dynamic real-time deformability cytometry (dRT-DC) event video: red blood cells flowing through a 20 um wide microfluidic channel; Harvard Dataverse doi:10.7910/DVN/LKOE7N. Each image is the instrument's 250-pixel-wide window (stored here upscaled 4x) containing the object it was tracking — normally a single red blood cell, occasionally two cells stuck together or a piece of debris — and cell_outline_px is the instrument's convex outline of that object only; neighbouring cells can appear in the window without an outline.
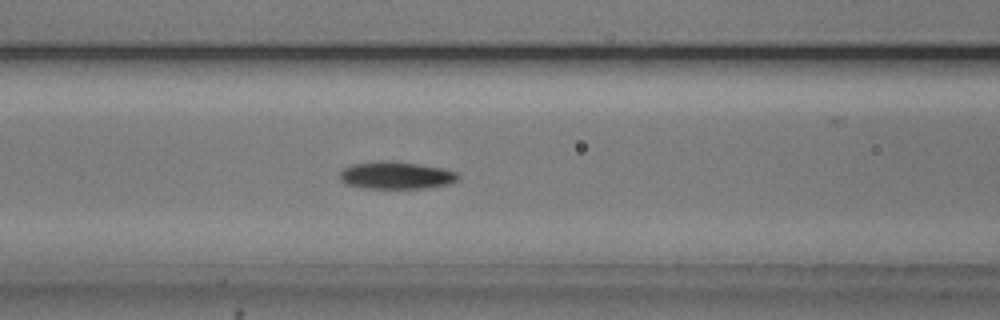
{"species": "common noctule bat (a hibernating species)", "species_latin": "Nyctalus noctula", "temperature_condition": "cold", "stored_images_in_passage": 55, "camera_frame_rate_fps": 3000, "um_per_image_px": 0.085, "animal": {"sex": "male", "body_mass_g": 20.5, "forearm_length_mm": 52.5}, "frame": {"image": 1, "passage_image": 22, "time_ms": 7.0, "image_size_px": [1000, 320], "cell_outline_px": [[460, 180], [448, 184], [424, 188], [360, 188], [348, 184], [340, 180], [340, 172], [344, 168], [352, 164], [380, 160], [392, 160], [444, 168], [456, 172], [460, 176]], "centroid_in_image_um": [33.68, 14.89], "position_along_channel_um": 132.9, "area_um2": 19.07}}
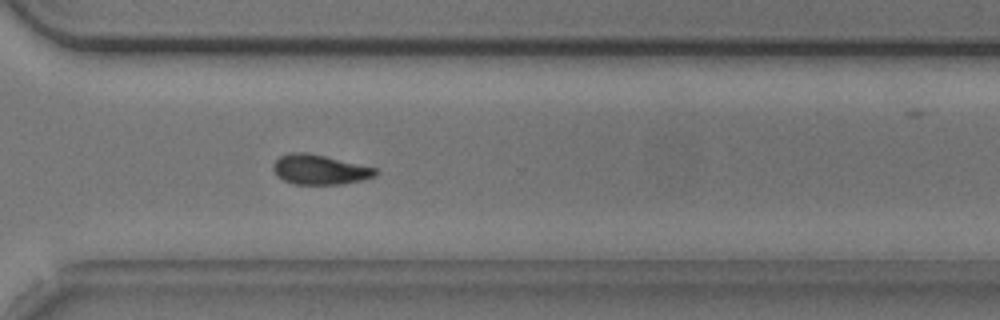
{"frame": {"image": 2, "passage_image": 39, "time_ms": 12.667, "image_size_px": [1000, 320], "cell_outline_px": [[380, 172], [376, 176], [364, 180], [340, 184], [292, 184], [276, 176], [272, 168], [272, 164], [280, 156], [288, 152], [304, 152], [324, 156], [376, 168]], "centroid_in_image_um": [27.16, 14.42], "position_along_channel_um": 343.4, "area_um2": 17.86}}
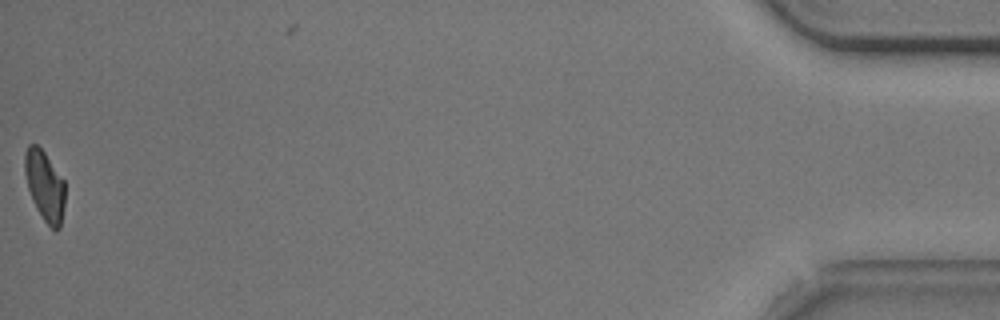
{"frame": {"image": 3, "passage_image": 54, "time_ms": 17.667, "image_size_px": [1000, 320], "cell_outline_px": [[64, 204], [60, 228], [56, 232], [44, 220], [36, 208], [32, 200], [28, 188], [24, 172], [24, 152], [28, 144], [36, 144], [44, 152], [64, 180]], "centroid_in_image_um": [3.78, 15.78], "position_along_channel_um": 431.4, "area_um2": 16.42}, "authors_computed_cell_mechanics": {"area_um2": 17.6868, "velocity_mm_per_s": 3.7244, "shape_relaxation_time_tau1_ms": 2.1006, "shape_relaxation_time_tau2_ms": null, "deformation_change_tau1": 0.1034, "deformation_change_tau2": null}}